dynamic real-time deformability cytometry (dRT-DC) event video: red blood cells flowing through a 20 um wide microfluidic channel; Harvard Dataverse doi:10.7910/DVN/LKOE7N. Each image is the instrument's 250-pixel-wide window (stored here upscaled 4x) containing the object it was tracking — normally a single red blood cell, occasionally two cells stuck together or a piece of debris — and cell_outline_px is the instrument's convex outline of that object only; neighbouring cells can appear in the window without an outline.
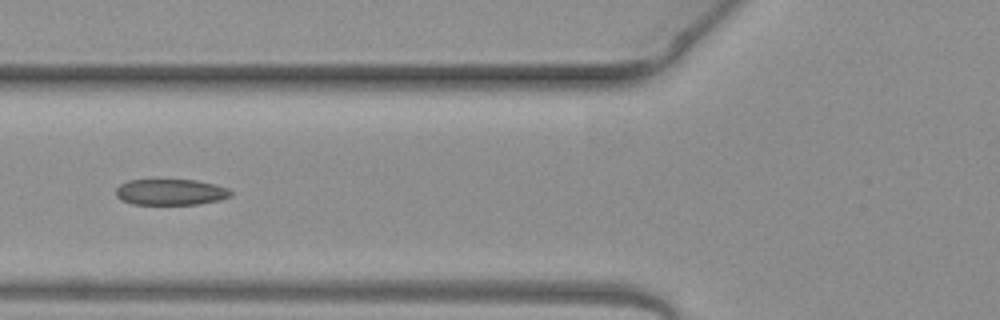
{"species": "common noctule bat (a hibernating species)", "species_latin": "Nyctalus noctula", "temperature_condition": "warm", "stored_images_in_passage": 7, "camera_frame_rate_fps": 3000, "um_per_image_px": 0.085, "animal": {"sex": "female", "body_mass_g": 19.3, "forearm_length_mm": 54.1}, "frame": {"image": 1, "passage_image": 6, "time_ms": 1.667, "image_size_px": [1000, 320], "cell_outline_px": [[232, 196], [220, 200], [196, 204], [132, 204], [120, 200], [116, 196], [116, 188], [120, 184], [128, 180], [196, 180], [216, 184], [228, 188], [232, 192]], "centroid_in_image_um": [14.51, 16.32], "position_along_channel_um": 111.3, "area_um2": 17.51}}
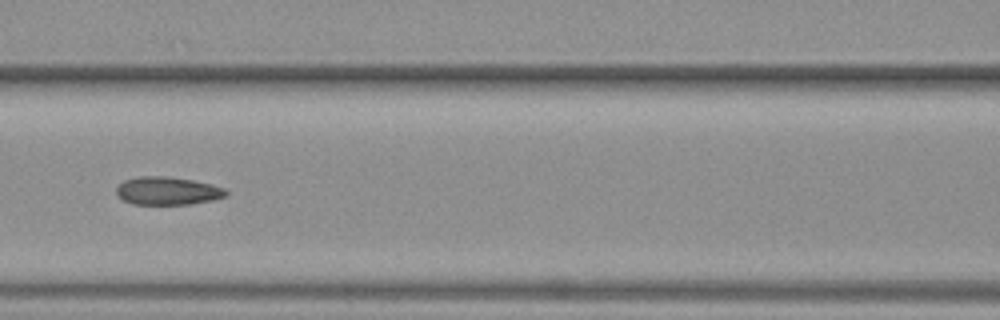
{"frame": {"image": 2, "passage_image": 7, "time_ms": 2.0, "image_size_px": [1000, 320], "cell_outline_px": [[228, 196], [212, 200], [192, 204], [132, 204], [124, 200], [116, 192], [116, 188], [124, 180], [140, 176], [168, 176], [192, 180], [212, 184], [224, 188], [228, 192]], "centroid_in_image_um": [14.27, 16.22], "position_along_channel_um": 152.3, "area_um2": 17.92}}